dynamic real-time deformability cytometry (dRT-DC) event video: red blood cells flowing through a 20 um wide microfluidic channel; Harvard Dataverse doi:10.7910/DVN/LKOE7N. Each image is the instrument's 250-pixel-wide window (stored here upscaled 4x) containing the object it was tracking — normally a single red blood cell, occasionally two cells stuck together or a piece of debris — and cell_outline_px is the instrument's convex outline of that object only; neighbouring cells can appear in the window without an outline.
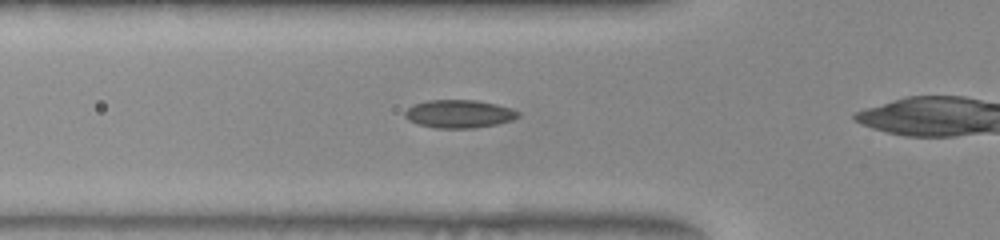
{"species": "common noctule bat (a hibernating species)", "species_latin": "Nyctalus noctula", "temperature_condition": "warm", "stored_images_in_passage": 25, "camera_frame_rate_fps": 3000, "um_per_image_px": 0.085, "animal": {"sex": "female", "body_mass_g": 22.0, "forearm_length_mm": 56.7}, "frame": {"image": 1, "passage_image": 2, "time_ms": 0.333, "image_size_px": [1000, 240], "cell_outline_px": [[512, 116], [504, 120], [488, 124], [428, 124], [416, 120], [408, 116], [408, 112], [412, 108], [420, 104], [440, 100], [460, 100], [488, 104], [504, 108], [512, 112]], "centroid_in_image_um": [38.96, 9.59], "position_along_channel_um": 86.8, "area_um2": 14.33}}
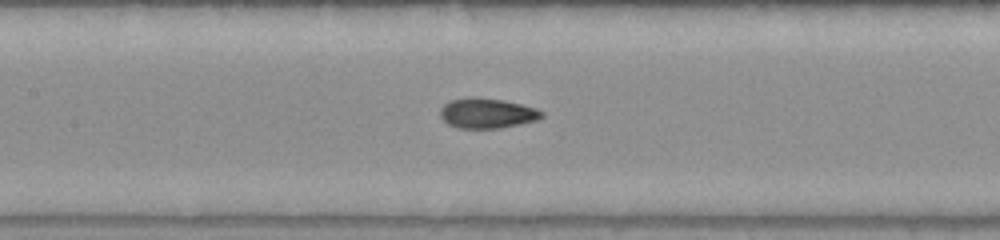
{"frame": {"image": 2, "passage_image": 8, "time_ms": 2.333, "image_size_px": [1000, 240], "cell_outline_px": [[540, 116], [528, 120], [508, 124], [480, 128], [476, 128], [456, 124], [448, 120], [444, 116], [444, 108], [448, 104], [460, 100], [492, 100], [512, 104], [528, 108], [540, 112]], "centroid_in_image_um": [41.38, 9.63], "position_along_channel_um": 166.0, "area_um2": 14.16}}
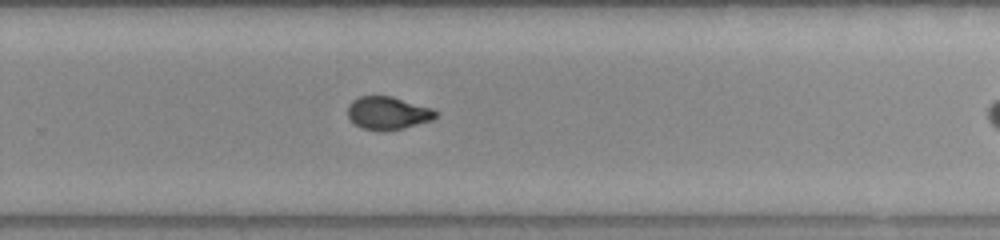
{"frame": {"image": 3, "passage_image": 18, "time_ms": 5.667, "image_size_px": [1000, 240], "cell_outline_px": [[436, 116], [424, 120], [396, 128], [368, 128], [352, 120], [348, 112], [352, 104], [356, 100], [364, 96], [384, 96], [424, 108], [436, 112]], "centroid_in_image_um": [32.88, 9.57], "position_along_channel_um": 296.9, "area_um2": 14.28}}